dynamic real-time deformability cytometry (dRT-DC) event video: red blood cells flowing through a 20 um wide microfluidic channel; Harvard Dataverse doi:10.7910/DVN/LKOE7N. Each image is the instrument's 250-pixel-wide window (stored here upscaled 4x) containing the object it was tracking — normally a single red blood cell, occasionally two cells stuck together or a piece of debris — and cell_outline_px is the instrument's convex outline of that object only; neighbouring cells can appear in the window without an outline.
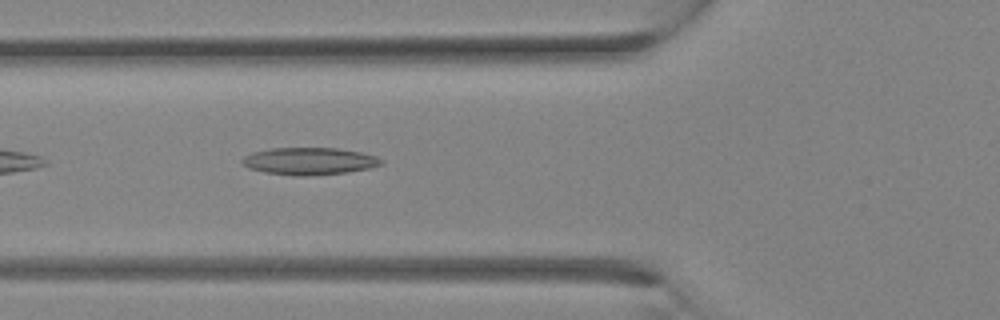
{"species": "Egyptian fruit bat (a non-hibernating species)", "species_latin": "Rousettus aegyptiacus", "temperature_condition": "room temperature", "stored_images_in_passage": 11, "camera_frame_rate_fps": 3000, "um_per_image_px": 0.085, "animal": {"sex": "female"}, "frame": {"image": 1, "passage_image": 11, "time_ms": 3.333, "image_size_px": [1000, 320], "cell_outline_px": [[384, 164], [368, 168], [348, 172], [304, 176], [292, 176], [264, 172], [248, 168], [240, 164], [240, 160], [244, 156], [252, 152], [272, 148], [336, 148], [360, 152], [376, 156], [384, 160]], "centroid_in_image_um": [26.26, 13.7], "position_along_channel_um": 99.5, "area_um2": 22.25}}